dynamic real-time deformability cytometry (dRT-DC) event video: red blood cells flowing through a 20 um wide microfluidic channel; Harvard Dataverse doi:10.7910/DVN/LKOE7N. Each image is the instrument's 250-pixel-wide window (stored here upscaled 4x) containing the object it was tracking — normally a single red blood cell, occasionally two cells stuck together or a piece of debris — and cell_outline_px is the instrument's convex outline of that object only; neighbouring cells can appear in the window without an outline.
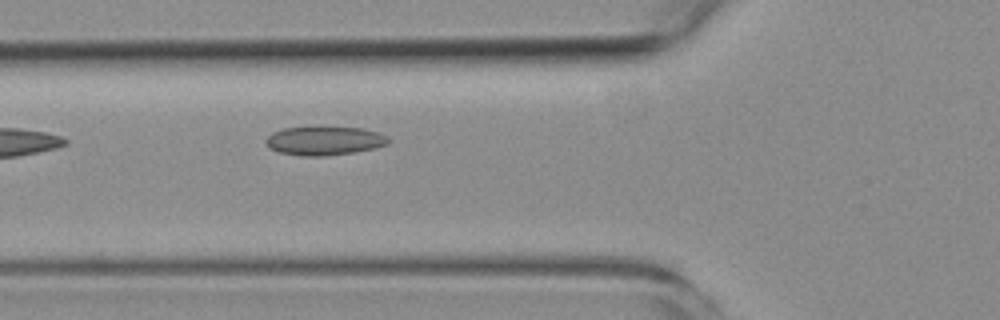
{"species": "common noctule bat (a hibernating species)", "species_latin": "Nyctalus noctula", "temperature_condition": "room temperature", "stored_images_in_passage": 5, "camera_frame_rate_fps": 3000, "um_per_image_px": 0.085, "animal": {"sex": "female", "body_mass_g": 19.3, "forearm_length_mm": 54.1}, "frame": {"image": 1, "passage_image": 5, "time_ms": 6.333, "image_size_px": [1000, 320], "cell_outline_px": [[392, 140], [388, 144], [372, 148], [352, 152], [324, 156], [300, 156], [280, 152], [268, 148], [264, 140], [272, 132], [284, 128], [364, 128], [388, 136]], "centroid_in_image_um": [27.56, 11.98], "position_along_channel_um": 98.2, "area_um2": 20.29}}